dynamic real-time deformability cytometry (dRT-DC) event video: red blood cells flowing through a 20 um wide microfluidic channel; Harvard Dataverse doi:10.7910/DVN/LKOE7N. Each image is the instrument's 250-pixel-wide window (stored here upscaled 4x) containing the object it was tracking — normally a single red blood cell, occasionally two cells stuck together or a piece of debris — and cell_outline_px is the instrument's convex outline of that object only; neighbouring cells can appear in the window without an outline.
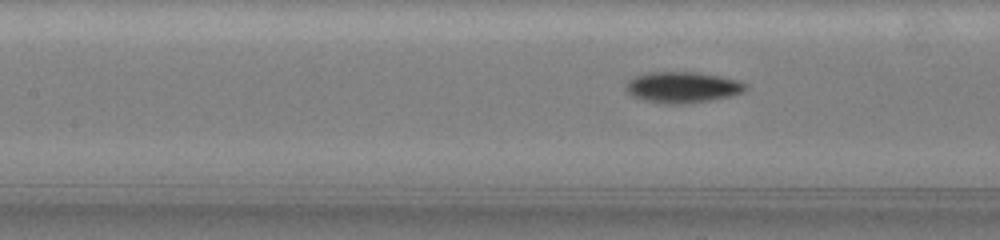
{"species": "common noctule bat (a hibernating species)", "species_latin": "Nyctalus noctula", "temperature_condition": "warm", "stored_images_in_passage": 32, "camera_frame_rate_fps": 3000, "um_per_image_px": 0.085, "animal": {"sex": "female", "body_mass_g": 19.5, "forearm_length_mm": 54.1}, "frame": {"image": 1, "passage_image": 25, "time_ms": 6.0, "image_size_px": [1000, 240], "cell_outline_px": [[748, 88], [744, 92], [732, 96], [684, 104], [664, 104], [644, 100], [632, 96], [628, 92], [628, 84], [636, 76], [644, 72], [700, 72], [740, 80], [748, 84]], "centroid_in_image_um": [58.1, 7.41], "position_along_channel_um": 149.3, "area_um2": 21.68}}
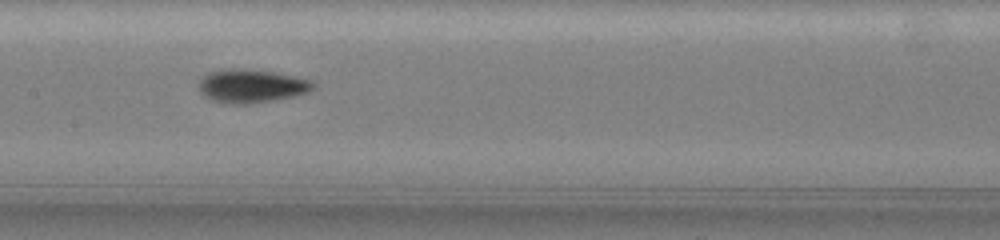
{"frame": {"image": 2, "passage_image": 31, "time_ms": 7.0, "image_size_px": [1000, 240], "cell_outline_px": [[316, 84], [308, 92], [292, 96], [272, 100], [248, 104], [232, 104], [212, 100], [204, 96], [200, 92], [200, 80], [208, 72], [228, 68], [244, 68], [272, 72], [312, 80]], "centroid_in_image_um": [21.35, 7.3], "position_along_channel_um": 186.1, "area_um2": 22.08}}